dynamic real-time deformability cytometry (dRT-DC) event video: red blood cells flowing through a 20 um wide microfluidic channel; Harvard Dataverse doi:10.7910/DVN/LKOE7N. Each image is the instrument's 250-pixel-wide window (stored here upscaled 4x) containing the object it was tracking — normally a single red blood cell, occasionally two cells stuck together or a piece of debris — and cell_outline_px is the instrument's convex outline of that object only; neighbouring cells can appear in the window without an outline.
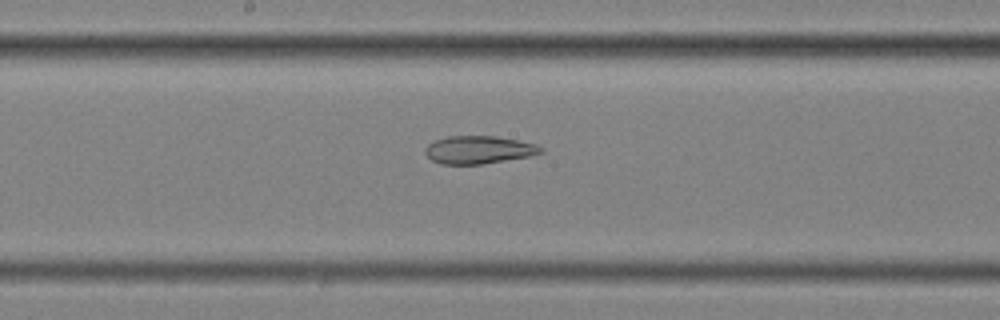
{"species": "common noctule bat (a hibernating species)", "species_latin": "Nyctalus noctula", "temperature_condition": "cold", "stored_images_in_passage": 58, "segment_of_instrument_passage": [2, 2], "camera_frame_rate_fps": 3000, "um_per_image_px": 0.085, "animal": {"sex": "female", "body_mass_g": 25.1}, "frame": {"image": 1, "passage_image": 31, "time_ms": 10.0, "image_size_px": [1000, 320], "cell_outline_px": [[544, 152], [528, 156], [484, 164], [440, 164], [432, 160], [424, 152], [424, 148], [428, 144], [436, 140], [448, 136], [496, 136], [536, 144], [544, 148]], "centroid_in_image_um": [40.68, 12.73], "position_along_channel_um": 207.5, "area_um2": 18.73}}
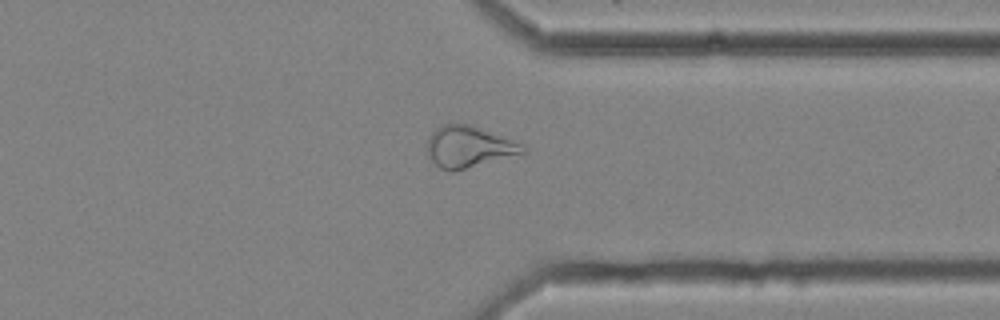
{"frame": {"image": 2, "passage_image": 45, "time_ms": 14.667, "image_size_px": [1000, 320], "cell_outline_px": [[524, 152], [452, 172], [440, 168], [432, 160], [428, 152], [428, 136], [436, 128], [444, 124], [472, 124], [524, 144]], "centroid_in_image_um": [39.82, 12.45], "position_along_channel_um": 371.6, "area_um2": 22.66}}